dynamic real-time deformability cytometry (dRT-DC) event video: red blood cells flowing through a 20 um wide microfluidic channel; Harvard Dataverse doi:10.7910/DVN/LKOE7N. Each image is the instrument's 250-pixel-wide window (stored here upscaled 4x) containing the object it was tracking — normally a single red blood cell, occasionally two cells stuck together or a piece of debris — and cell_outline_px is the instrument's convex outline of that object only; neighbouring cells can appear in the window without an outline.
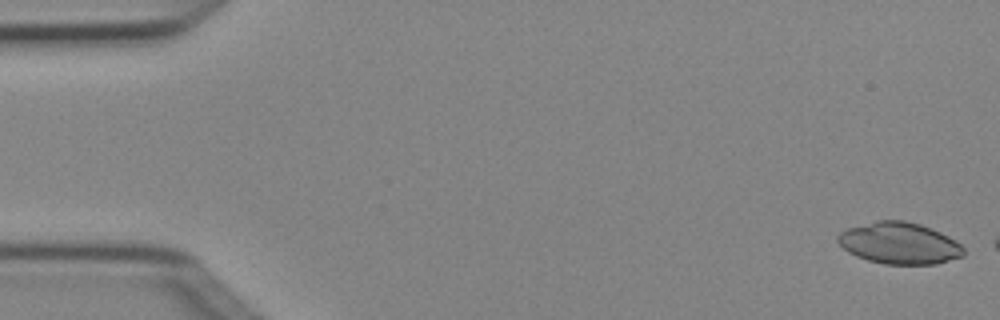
{"species": "Egyptian fruit bat (a non-hibernating species)", "species_latin": "Rousettus aegyptiacus", "temperature_condition": "cold", "stored_images_in_passage": 3, "camera_frame_rate_fps": 3000, "um_per_image_px": 0.085, "animal": {"sex": "female"}, "frame": {"image": 1, "passage_image": 1, "time_ms": 0.0, "image_size_px": [1000, 320], "cell_outline_px": [[964, 256], [936, 264], [884, 264], [868, 260], [856, 256], [848, 252], [836, 240], [836, 236], [840, 232], [848, 228], [876, 220], [904, 220], [920, 224], [940, 232], [956, 240], [964, 248]], "centroid_in_image_um": [76.44, 20.67], "position_along_channel_um": 8.6, "area_um2": 30.58}}